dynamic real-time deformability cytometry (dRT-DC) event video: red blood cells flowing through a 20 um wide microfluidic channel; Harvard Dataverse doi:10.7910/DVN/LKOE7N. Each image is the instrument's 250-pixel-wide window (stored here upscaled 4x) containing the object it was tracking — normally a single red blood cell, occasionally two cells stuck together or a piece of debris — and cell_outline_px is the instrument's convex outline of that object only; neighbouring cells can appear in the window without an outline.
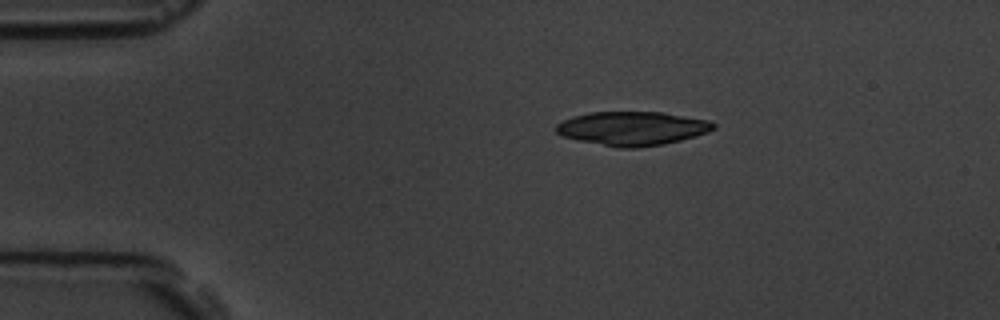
{"species": "common noctule bat (a hibernating species)", "species_latin": "Nyctalus noctula", "temperature_condition": "room temperature", "stored_images_in_passage": 6, "segment_of_instrument_passage": [2, 2], "camera_frame_rate_fps": 3000, "um_per_image_px": 0.085, "animal": {"sex": "male", "body_mass_g": 19.5, "forearm_length_mm": 54.6}, "frame": {"image": 1, "passage_image": 6, "time_ms": 5.667, "image_size_px": [1000, 320], "cell_outline_px": [[716, 128], [708, 132], [680, 140], [664, 144], [636, 148], [620, 148], [580, 140], [564, 136], [556, 132], [556, 124], [572, 116], [588, 112], [664, 112], [708, 120], [716, 124]], "centroid_in_image_um": [53.77, 10.9], "position_along_channel_um": 31.2, "area_um2": 30.92}}